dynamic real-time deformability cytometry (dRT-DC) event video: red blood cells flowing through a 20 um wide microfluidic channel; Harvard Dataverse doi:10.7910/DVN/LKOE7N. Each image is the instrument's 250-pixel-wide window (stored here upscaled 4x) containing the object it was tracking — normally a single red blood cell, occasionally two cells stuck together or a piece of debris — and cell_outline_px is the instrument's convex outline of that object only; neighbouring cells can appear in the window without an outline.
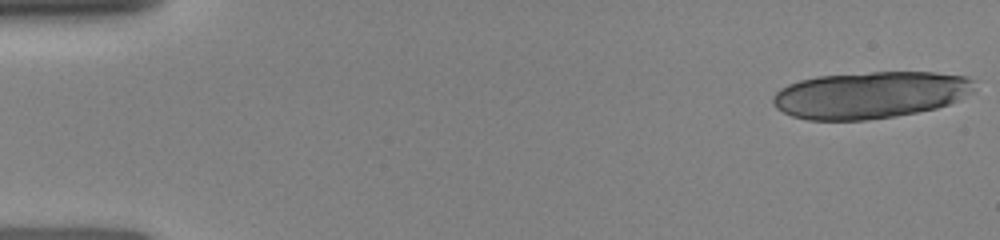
{"species": "human", "species_latin": "Homo sapiens", "temperature_condition": "room temperature", "stored_images_in_passage": 11, "camera_frame_rate_fps": 3000, "um_per_image_px": 0.085, "donor": {"sex": "female"}, "frame": {"image": 1, "passage_image": 1, "time_ms": 0.0, "image_size_px": [1000, 240], "cell_outline_px": [[976, 80], [972, 92], [948, 104], [936, 108], [896, 116], [864, 120], [808, 120], [792, 116], [776, 108], [772, 104], [772, 96], [780, 88], [788, 84], [800, 80], [816, 76], [872, 72], [932, 72], [968, 76]], "centroid_in_image_um": [73.95, 8.06], "position_along_channel_um": 11.1, "area_um2": 55.2}}